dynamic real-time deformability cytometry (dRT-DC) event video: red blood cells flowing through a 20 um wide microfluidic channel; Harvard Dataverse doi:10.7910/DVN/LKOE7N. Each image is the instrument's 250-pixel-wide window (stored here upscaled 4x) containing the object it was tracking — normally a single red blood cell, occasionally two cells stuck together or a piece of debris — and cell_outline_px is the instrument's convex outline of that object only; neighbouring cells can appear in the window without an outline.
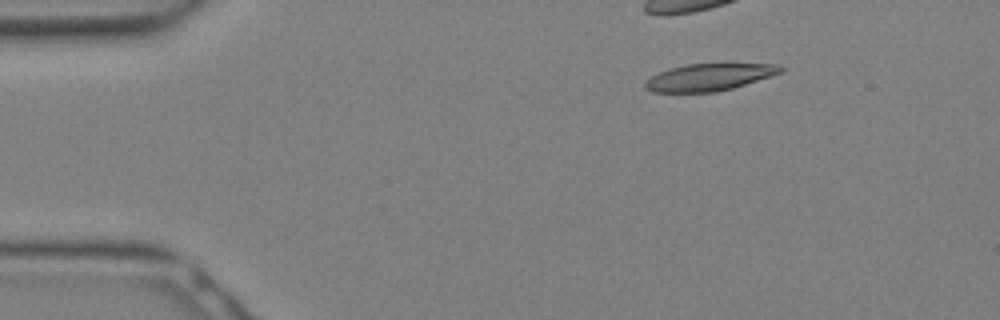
{"species": "Egyptian fruit bat (a non-hibernating species)", "species_latin": "Rousettus aegyptiacus", "temperature_condition": "warm", "stored_images_in_passage": 31, "camera_frame_rate_fps": 3000, "um_per_image_px": 0.085, "animal": {"sex": "female"}, "frame": {"image": 1, "passage_image": 5, "time_ms": 1.333, "image_size_px": [1000, 320], "cell_outline_px": [[784, 72], [732, 88], [716, 92], [652, 92], [644, 88], [644, 84], [652, 76], [660, 72], [672, 68], [688, 64], [780, 64], [784, 68]], "centroid_in_image_um": [60.31, 6.56], "position_along_channel_um": 24.7, "area_um2": 21.15}}
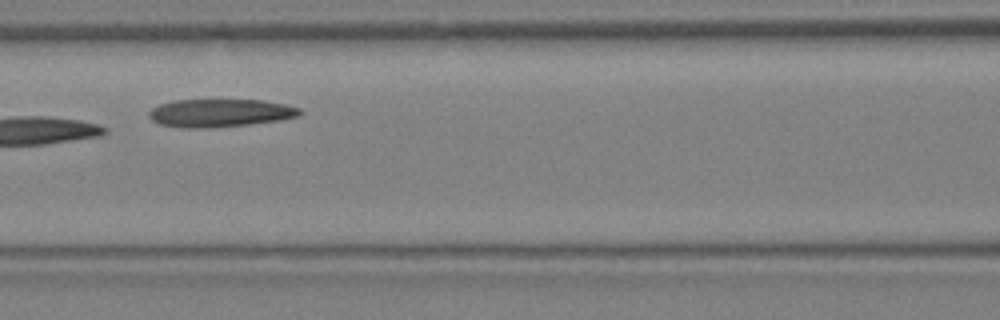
{"frame": {"image": 2, "passage_image": 14, "time_ms": 4.333, "image_size_px": [1000, 320], "cell_outline_px": [[304, 112], [300, 116], [280, 120], [248, 124], [208, 128], [180, 128], [160, 124], [152, 120], [148, 116], [148, 112], [152, 108], [160, 104], [176, 100], [264, 100], [284, 104], [300, 108]], "centroid_in_image_um": [18.72, 9.6], "position_along_channel_um": 147.9, "area_um2": 24.68}}